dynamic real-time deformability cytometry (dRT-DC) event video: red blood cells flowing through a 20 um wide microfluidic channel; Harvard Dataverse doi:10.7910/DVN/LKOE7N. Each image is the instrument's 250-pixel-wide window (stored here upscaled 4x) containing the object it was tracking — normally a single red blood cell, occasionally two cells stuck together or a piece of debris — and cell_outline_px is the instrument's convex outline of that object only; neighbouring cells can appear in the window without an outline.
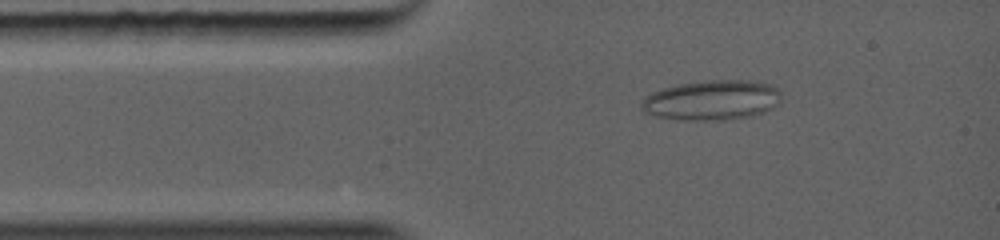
{"species": "common noctule bat (a hibernating species)", "species_latin": "Nyctalus noctula", "temperature_condition": "warm", "stored_images_in_passage": 16, "camera_frame_rate_fps": 5000, "um_per_image_px": 0.085, "animal": {"sex": "female", "body_mass_g": 19.0, "forearm_length_mm": 56.7}, "frame": {"image": 1, "passage_image": 5, "time_ms": 1.4, "image_size_px": [1000, 240], "cell_outline_px": [[780, 100], [756, 108], [640, 104], [644, 96], [660, 88], [676, 84], [704, 80], [756, 80], [776, 84], [780, 88]], "centroid_in_image_um": [60.89, 8.0], "position_along_channel_um": 24.1, "area_um2": 22.43}}
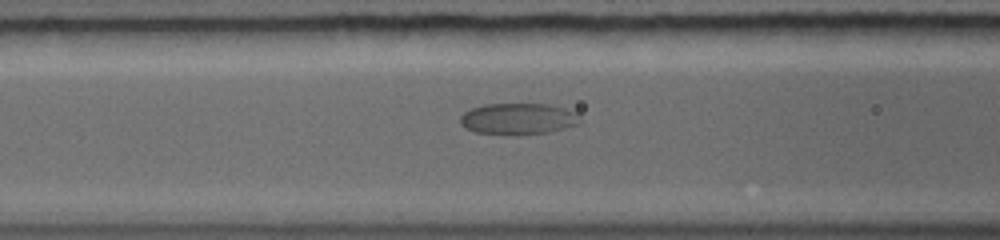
{"frame": {"image": 2, "passage_image": 13, "time_ms": 4.0, "image_size_px": [1000, 240], "cell_outline_px": [[568, 112], [540, 132], [480, 132], [468, 128], [460, 120], [464, 112], [472, 108], [484, 104], [544, 104], [564, 108]], "centroid_in_image_um": [43.5, 10.0], "position_along_channel_um": 123.1, "area_um2": 17.86}}
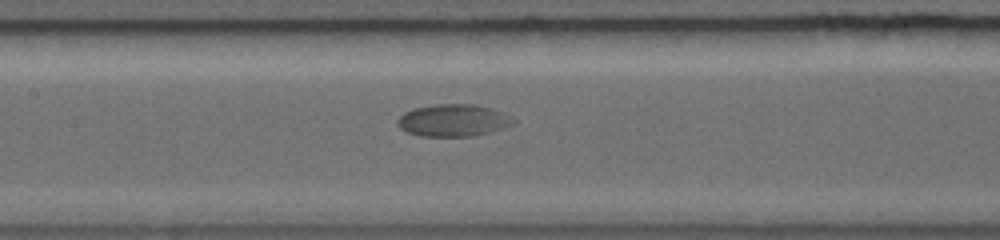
{"frame": {"image": 3, "passage_image": 16, "time_ms": 5.0, "image_size_px": [1000, 240], "cell_outline_px": [[496, 112], [480, 132], [464, 136], [432, 136], [412, 132], [404, 128], [400, 124], [400, 116], [416, 108], [436, 104], [472, 104], [488, 108]], "centroid_in_image_um": [38.0, 10.18], "position_along_channel_um": 169.4, "area_um2": 17.63}}